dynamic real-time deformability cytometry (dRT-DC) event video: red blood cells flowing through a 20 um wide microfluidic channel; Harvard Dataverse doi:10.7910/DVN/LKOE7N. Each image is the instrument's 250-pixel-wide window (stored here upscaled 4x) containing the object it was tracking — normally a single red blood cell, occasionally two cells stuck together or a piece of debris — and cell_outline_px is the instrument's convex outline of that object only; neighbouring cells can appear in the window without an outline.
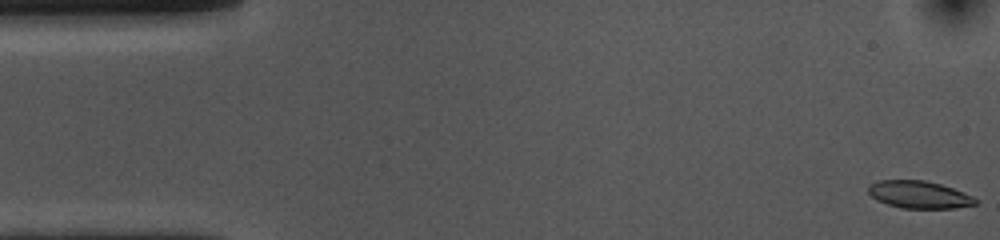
{"species": "common noctule bat (a hibernating species)", "species_latin": "Nyctalus noctula", "temperature_condition": "cold", "stored_images_in_passage": 54, "camera_frame_rate_fps": 3000, "um_per_image_px": 0.085, "animal": {"sex": "female", "body_mass_g": 10.0, "forearm_length_mm": 53.1}, "frame": {"image": 1, "passage_image": 1, "time_ms": 0.0, "image_size_px": [1000, 240], "cell_outline_px": [[976, 204], [956, 208], [900, 208], [876, 200], [868, 192], [868, 188], [872, 184], [880, 180], [924, 180], [940, 184], [952, 188], [972, 196], [976, 200]], "centroid_in_image_um": [78.11, 16.55], "position_along_channel_um": 6.9, "area_um2": 16.88}}
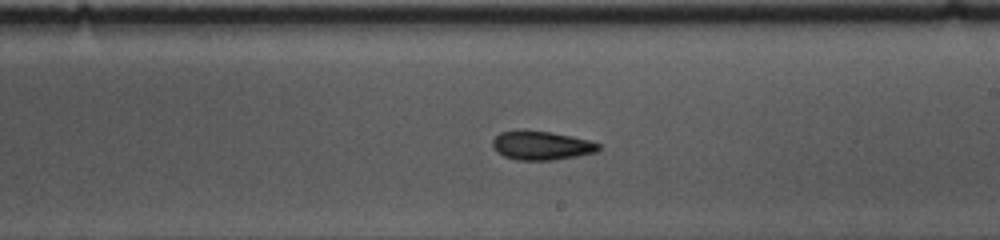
{"frame": {"image": 2, "passage_image": 30, "time_ms": 9.667, "image_size_px": [1000, 240], "cell_outline_px": [[600, 148], [596, 152], [576, 156], [552, 160], [516, 160], [504, 156], [496, 152], [492, 148], [492, 140], [500, 132], [520, 128], [552, 132], [572, 136], [588, 140], [600, 144]], "centroid_in_image_um": [45.96, 12.34], "position_along_channel_um": 243.0, "area_um2": 18.21}}
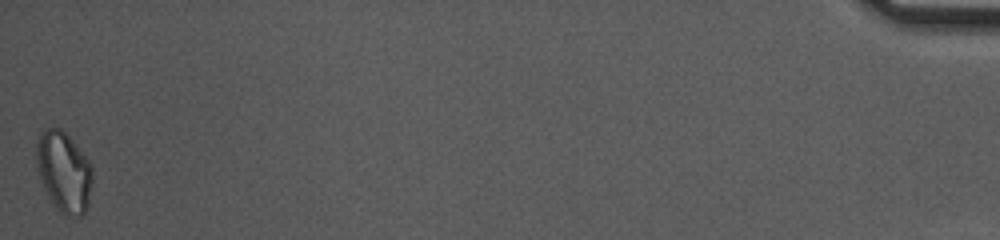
{"frame": {"image": 3, "passage_image": 54, "time_ms": 17.667, "image_size_px": [1000, 240], "cell_outline_px": [[92, 180], [88, 208], [80, 216], [64, 216], [56, 208], [48, 196], [44, 188], [36, 168], [36, 144], [44, 128], [60, 128], [72, 140], [92, 164]], "centroid_in_image_um": [5.43, 14.62], "position_along_channel_um": 429.8, "area_um2": 26.36}, "authors_computed_cell_mechanics": {"area_um2": 18.1492, "velocity_mm_per_s": 3.6291, "shape_relaxation_time_tau1_ms": 6.1538, "shape_relaxation_time_tau2_ms": 2.5095, "deformation_change_tau1": 0.1285, "deformation_change_tau2": 0.0859}}